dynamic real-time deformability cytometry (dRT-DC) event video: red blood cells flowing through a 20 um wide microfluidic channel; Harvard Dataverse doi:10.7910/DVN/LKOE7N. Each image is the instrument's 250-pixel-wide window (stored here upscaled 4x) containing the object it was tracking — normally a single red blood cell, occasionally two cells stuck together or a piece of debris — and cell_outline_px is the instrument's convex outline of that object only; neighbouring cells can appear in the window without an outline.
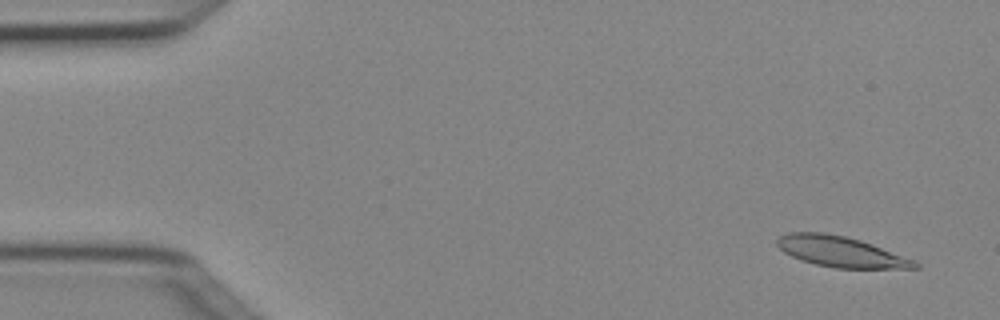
{"species": "Egyptian fruit bat (a non-hibernating species)", "species_latin": "Rousettus aegyptiacus", "temperature_condition": "cold", "stored_images_in_passage": 5, "camera_frame_rate_fps": 3000, "um_per_image_px": 0.085, "animal": {"sex": "female"}, "frame": {"image": 1, "passage_image": 1, "time_ms": 0.0, "image_size_px": [1000, 320], "cell_outline_px": [[920, 268], [836, 268], [816, 264], [800, 260], [784, 252], [776, 244], [776, 240], [780, 236], [788, 232], [824, 232], [844, 236], [860, 240], [872, 244], [916, 260], [920, 264]], "centroid_in_image_um": [71.47, 21.39], "position_along_channel_um": 13.5, "area_um2": 24.57}}
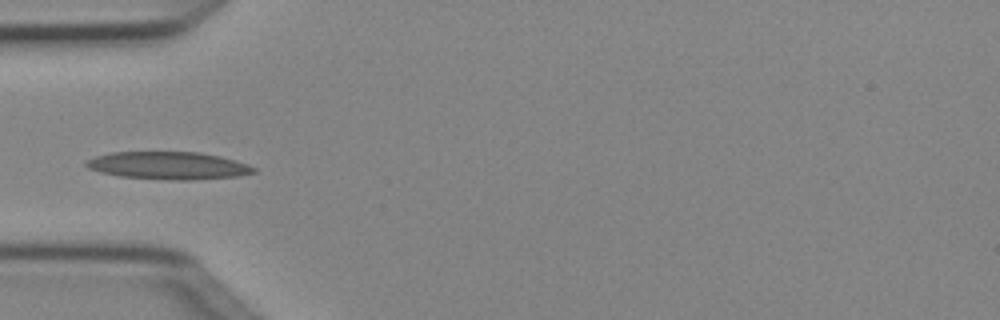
{"frame": {"image": 2, "passage_image": 4, "time_ms": 1.0, "image_size_px": [1000, 320], "cell_outline_px": [[256, 172], [236, 176], [188, 180], [172, 180], [120, 176], [100, 172], [88, 168], [84, 164], [84, 160], [96, 156], [112, 152], [200, 152], [220, 156], [248, 164], [256, 168]], "centroid_in_image_um": [14.28, 14.07], "position_along_channel_um": 70.7, "area_um2": 26.88}}
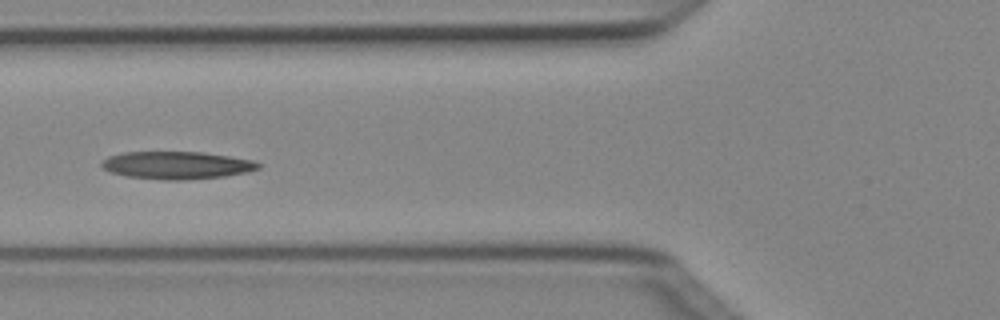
{"frame": {"image": 3, "passage_image": 5, "time_ms": 1.333, "image_size_px": [1000, 320], "cell_outline_px": [[260, 168], [248, 172], [224, 176], [180, 180], [164, 180], [128, 176], [112, 172], [104, 168], [100, 164], [108, 156], [124, 152], [204, 152], [252, 160], [260, 164]], "centroid_in_image_um": [15.04, 14.04], "position_along_channel_um": 110.8, "area_um2": 24.97}}